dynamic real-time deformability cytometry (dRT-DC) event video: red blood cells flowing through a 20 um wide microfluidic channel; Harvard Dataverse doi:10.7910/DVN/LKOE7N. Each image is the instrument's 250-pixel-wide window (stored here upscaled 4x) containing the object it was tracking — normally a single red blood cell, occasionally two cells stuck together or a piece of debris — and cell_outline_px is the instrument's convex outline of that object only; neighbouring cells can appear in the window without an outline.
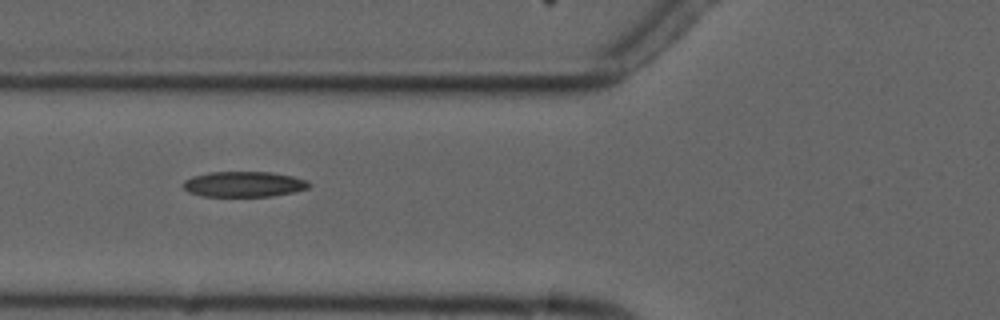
{"species": "common noctule bat (a hibernating species)", "species_latin": "Nyctalus noctula", "temperature_condition": "cold", "stored_images_in_passage": 6, "camera_frame_rate_fps": 3000, "um_per_image_px": 0.085, "animal": {"sex": "male", "forearm_length_mm": 52.5}, "frame": {"image": 1, "passage_image": 2, "time_ms": 1.0, "image_size_px": [1000, 320], "cell_outline_px": [[312, 184], [308, 188], [296, 192], [272, 196], [200, 196], [188, 192], [184, 188], [184, 180], [192, 176], [208, 172], [272, 172], [292, 176], [308, 180]], "centroid_in_image_um": [20.75, 15.65], "position_along_channel_um": 105.0, "area_um2": 18.84}}
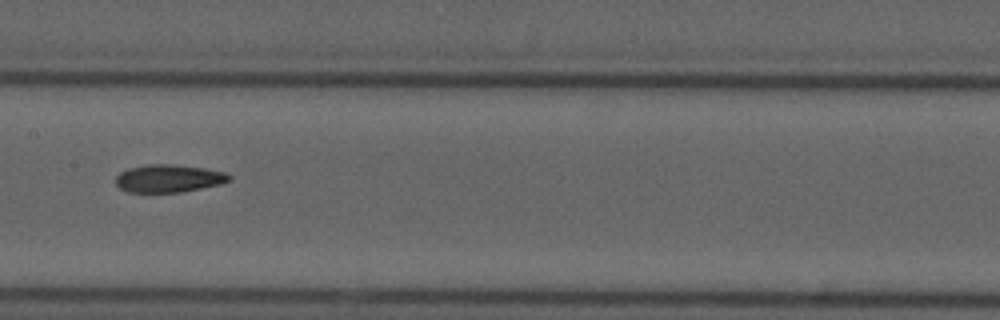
{"frame": {"image": 2, "passage_image": 4, "time_ms": 3.333, "image_size_px": [1000, 320], "cell_outline_px": [[232, 180], [220, 184], [180, 192], [128, 192], [120, 188], [116, 184], [116, 176], [120, 172], [128, 168], [148, 164], [172, 164], [204, 168], [224, 172], [232, 176]], "centroid_in_image_um": [14.33, 15.16], "position_along_channel_um": 193.1, "area_um2": 18.32}}
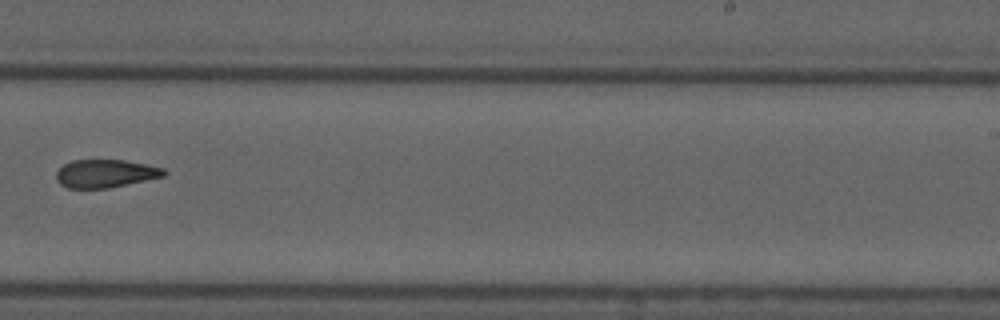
{"frame": {"image": 3, "passage_image": 6, "time_ms": 5.667, "image_size_px": [1000, 320], "cell_outline_px": [[168, 172], [164, 176], [108, 188], [68, 188], [60, 184], [56, 180], [56, 172], [64, 164], [72, 160], [124, 160], [164, 168]], "centroid_in_image_um": [8.95, 14.75], "position_along_channel_um": 280.1, "area_um2": 17.51}}